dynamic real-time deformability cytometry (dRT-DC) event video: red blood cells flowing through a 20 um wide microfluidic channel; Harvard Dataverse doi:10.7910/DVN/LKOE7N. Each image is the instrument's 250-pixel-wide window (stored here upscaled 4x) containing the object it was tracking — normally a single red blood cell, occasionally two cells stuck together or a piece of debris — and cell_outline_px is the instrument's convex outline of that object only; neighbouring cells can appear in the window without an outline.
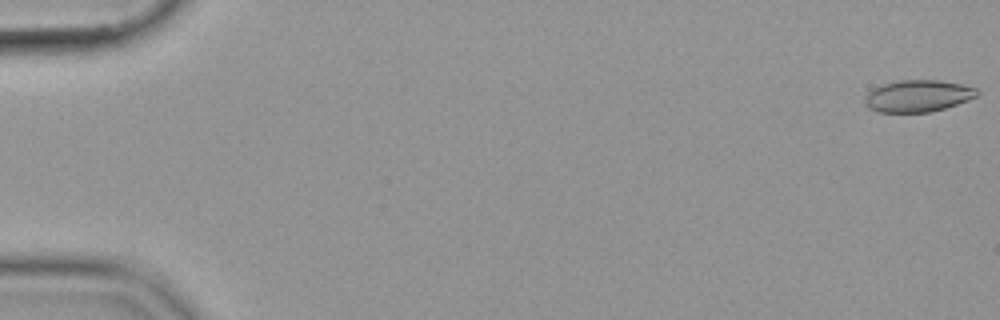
{"species": "common noctule bat (a hibernating species)", "species_latin": "Nyctalus noctula", "temperature_condition": "cold", "stored_images_in_passage": 13, "camera_frame_rate_fps": 3000, "um_per_image_px": 0.085, "animal": {"sex": "female", "body_mass_g": 19.9}, "frame": {"image": 1, "passage_image": 1, "time_ms": 0.0, "image_size_px": [1000, 320], "cell_outline_px": [[980, 92], [976, 96], [968, 100], [932, 112], [876, 112], [868, 108], [864, 104], [864, 100], [868, 92], [884, 84], [900, 80], [940, 80], [964, 84], [976, 88]], "centroid_in_image_um": [78.03, 8.16], "position_along_channel_um": 7.0, "area_um2": 20.87}}